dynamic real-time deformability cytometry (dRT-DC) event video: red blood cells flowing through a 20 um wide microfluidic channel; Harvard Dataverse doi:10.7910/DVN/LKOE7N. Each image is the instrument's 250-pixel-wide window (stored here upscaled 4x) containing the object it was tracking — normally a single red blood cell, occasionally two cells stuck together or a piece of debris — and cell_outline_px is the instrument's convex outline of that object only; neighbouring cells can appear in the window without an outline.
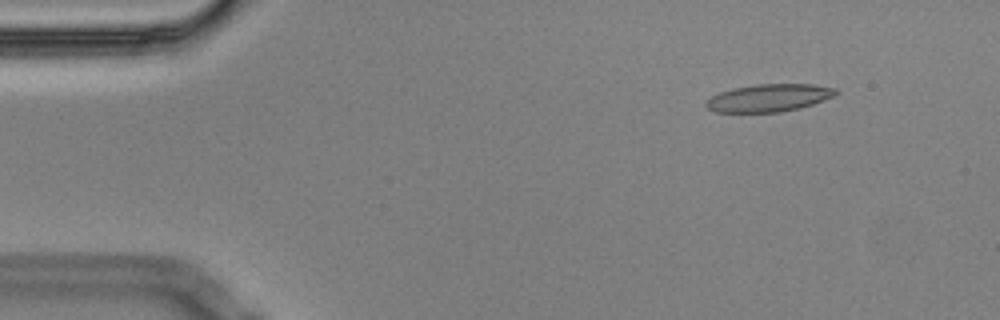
{"species": "Egyptian fruit bat (a non-hibernating species)", "species_latin": "Rousettus aegyptiacus", "temperature_condition": "cold", "stored_images_in_passage": 4, "camera_frame_rate_fps": 3000, "um_per_image_px": 0.085, "animal": {"sex": "male"}, "frame": {"image": 1, "passage_image": 1, "time_ms": 0.0, "image_size_px": [1000, 320], "cell_outline_px": [[840, 92], [824, 100], [800, 108], [780, 112], [716, 112], [708, 108], [704, 104], [712, 96], [720, 92], [736, 88], [756, 84], [812, 84], [836, 88]], "centroid_in_image_um": [65.38, 8.32], "position_along_channel_um": 19.6, "area_um2": 20.69}}